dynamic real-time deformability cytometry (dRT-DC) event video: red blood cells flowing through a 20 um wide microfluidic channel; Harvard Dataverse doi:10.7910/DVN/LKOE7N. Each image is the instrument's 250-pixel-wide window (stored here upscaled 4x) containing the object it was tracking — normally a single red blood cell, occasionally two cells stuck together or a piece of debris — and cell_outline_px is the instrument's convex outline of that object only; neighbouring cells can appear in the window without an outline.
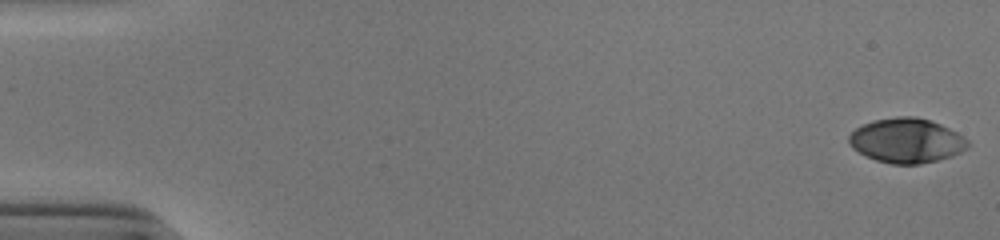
{"species": "human", "species_latin": "Homo sapiens", "temperature_condition": "cold", "stored_images_in_passage": 53, "camera_frame_rate_fps": 3000, "um_per_image_px": 0.085, "donor": {"sex": "male"}, "frame": {"image": 1, "passage_image": 1, "time_ms": 0.0, "image_size_px": [1000, 240], "cell_outline_px": [[968, 148], [952, 156], [920, 164], [892, 164], [876, 160], [852, 148], [848, 144], [848, 136], [856, 128], [872, 120], [896, 116], [916, 116], [940, 124], [964, 136], [968, 140]], "centroid_in_image_um": [77.05, 11.94], "position_along_channel_um": 8.0, "area_um2": 30.87}}
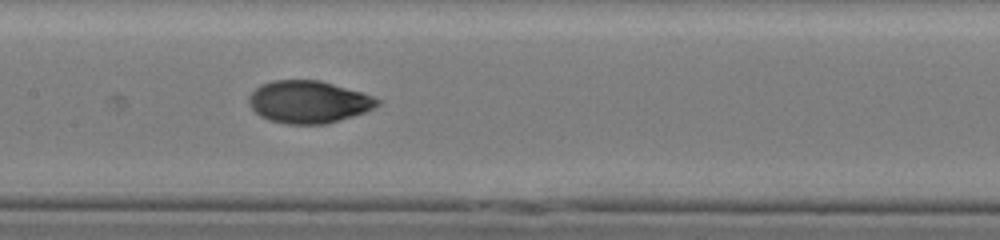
{"frame": {"image": 2, "passage_image": 27, "time_ms": 8.667, "image_size_px": [1000, 240], "cell_outline_px": [[380, 104], [364, 112], [352, 116], [324, 124], [288, 124], [268, 120], [260, 116], [248, 104], [248, 96], [260, 84], [272, 80], [320, 80], [360, 92], [372, 96], [380, 100]], "centroid_in_image_um": [26.18, 8.66], "position_along_channel_um": 181.2, "area_um2": 31.56}}
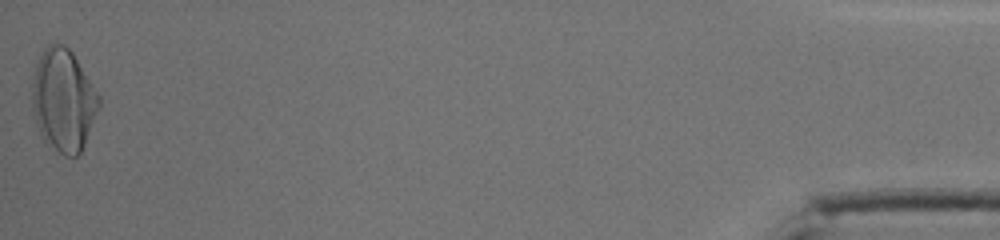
{"frame": {"image": 3, "passage_image": 53, "time_ms": 17.333, "image_size_px": [1000, 240], "cell_outline_px": [[100, 104], [84, 144], [80, 152], [76, 156], [64, 156], [44, 144], [40, 136], [36, 124], [32, 108], [32, 84], [36, 64], [44, 48], [48, 44], [64, 44], [72, 52], [100, 96]], "centroid_in_image_um": [5.36, 8.55], "position_along_channel_um": 429.8, "area_um2": 39.88}, "authors_computed_cell_mechanics": {"area_um2": 31.501, "velocity_mm_per_s": 3.9103, "shape_relaxation_time_tau1_ms": 4.9605, "shape_relaxation_time_tau2_ms": 1.218, "deformation_change_tau1": 0.2122, "deformation_change_tau2": 0.0379}}